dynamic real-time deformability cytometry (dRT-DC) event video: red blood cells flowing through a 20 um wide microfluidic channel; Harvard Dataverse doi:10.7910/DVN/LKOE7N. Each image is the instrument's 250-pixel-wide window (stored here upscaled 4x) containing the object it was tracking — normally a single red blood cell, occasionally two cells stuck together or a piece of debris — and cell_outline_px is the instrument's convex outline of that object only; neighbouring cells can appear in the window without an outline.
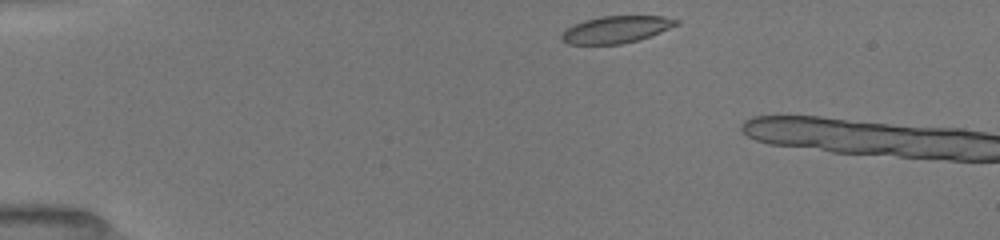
{"species": "common noctule bat (a hibernating species)", "species_latin": "Nyctalus noctula", "temperature_condition": "room temperature", "stored_images_in_passage": 5, "camera_frame_rate_fps": 3000, "um_per_image_px": 0.085, "animal": {"sex": "female", "body_mass_g": 19.5, "forearm_length_mm": 54.1}, "frame": {"image": 1, "passage_image": 1, "time_ms": 0.0, "image_size_px": [1000, 240], "cell_outline_px": [[680, 24], [660, 32], [636, 40], [620, 44], [568, 44], [560, 36], [568, 28], [584, 20], [600, 16], [664, 16], [680, 20]], "centroid_in_image_um": [52.41, 2.49], "position_along_channel_um": 32.6, "area_um2": 17.8}}